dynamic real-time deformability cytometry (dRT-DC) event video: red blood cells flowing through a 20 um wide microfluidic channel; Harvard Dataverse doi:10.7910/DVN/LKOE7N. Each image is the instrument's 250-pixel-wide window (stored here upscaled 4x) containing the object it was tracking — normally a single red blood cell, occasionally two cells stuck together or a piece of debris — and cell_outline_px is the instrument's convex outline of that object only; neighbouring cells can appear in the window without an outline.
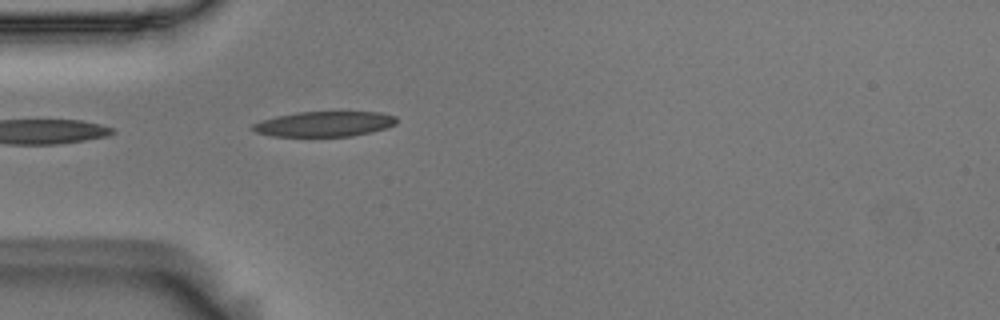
{"species": "Egyptian fruit bat (a non-hibernating species)", "species_latin": "Rousettus aegyptiacus", "temperature_condition": "room temperature", "stored_images_in_passage": 4, "camera_frame_rate_fps": 3000, "um_per_image_px": 0.085, "animal": {"sex": "male"}, "frame": {"image": 1, "passage_image": 1, "time_ms": 0.0, "image_size_px": [1000, 320], "cell_outline_px": [[396, 124], [372, 132], [352, 136], [272, 136], [256, 132], [252, 128], [252, 124], [260, 120], [276, 116], [296, 112], [380, 112], [396, 116]], "centroid_in_image_um": [27.56, 10.53], "position_along_channel_um": 57.4, "area_um2": 21.1}}